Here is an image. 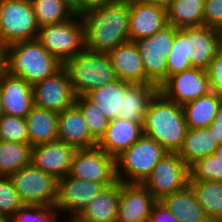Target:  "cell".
Instances as JSON below:
<instances>
[{
  "instance_id": "6da1fadb",
  "label": "cell",
  "mask_w": 222,
  "mask_h": 222,
  "mask_svg": "<svg viewBox=\"0 0 222 222\" xmlns=\"http://www.w3.org/2000/svg\"><path fill=\"white\" fill-rule=\"evenodd\" d=\"M84 26V47L93 52L109 53L130 41L129 0H117L80 14Z\"/></svg>"
},
{
  "instance_id": "7a4b0ae2",
  "label": "cell",
  "mask_w": 222,
  "mask_h": 222,
  "mask_svg": "<svg viewBox=\"0 0 222 222\" xmlns=\"http://www.w3.org/2000/svg\"><path fill=\"white\" fill-rule=\"evenodd\" d=\"M143 134L156 140L167 152H178L188 126L182 106L161 92L151 99L143 119Z\"/></svg>"
},
{
  "instance_id": "3957f363",
  "label": "cell",
  "mask_w": 222,
  "mask_h": 222,
  "mask_svg": "<svg viewBox=\"0 0 222 222\" xmlns=\"http://www.w3.org/2000/svg\"><path fill=\"white\" fill-rule=\"evenodd\" d=\"M63 66L37 39L18 41L3 49L2 68L31 85L54 75Z\"/></svg>"
},
{
  "instance_id": "277c9868",
  "label": "cell",
  "mask_w": 222,
  "mask_h": 222,
  "mask_svg": "<svg viewBox=\"0 0 222 222\" xmlns=\"http://www.w3.org/2000/svg\"><path fill=\"white\" fill-rule=\"evenodd\" d=\"M64 67L77 96H85L118 79L108 53L93 52L85 47L68 60Z\"/></svg>"
},
{
  "instance_id": "5b68a950",
  "label": "cell",
  "mask_w": 222,
  "mask_h": 222,
  "mask_svg": "<svg viewBox=\"0 0 222 222\" xmlns=\"http://www.w3.org/2000/svg\"><path fill=\"white\" fill-rule=\"evenodd\" d=\"M166 152L156 140L143 135L116 158L117 180L142 184Z\"/></svg>"
},
{
  "instance_id": "8992f818",
  "label": "cell",
  "mask_w": 222,
  "mask_h": 222,
  "mask_svg": "<svg viewBox=\"0 0 222 222\" xmlns=\"http://www.w3.org/2000/svg\"><path fill=\"white\" fill-rule=\"evenodd\" d=\"M37 40L64 65L84 48V26L80 14L75 13L57 24L39 27Z\"/></svg>"
},
{
  "instance_id": "52a82bcc",
  "label": "cell",
  "mask_w": 222,
  "mask_h": 222,
  "mask_svg": "<svg viewBox=\"0 0 222 222\" xmlns=\"http://www.w3.org/2000/svg\"><path fill=\"white\" fill-rule=\"evenodd\" d=\"M39 26L30 0H0V47L37 39Z\"/></svg>"
},
{
  "instance_id": "ba28073f",
  "label": "cell",
  "mask_w": 222,
  "mask_h": 222,
  "mask_svg": "<svg viewBox=\"0 0 222 222\" xmlns=\"http://www.w3.org/2000/svg\"><path fill=\"white\" fill-rule=\"evenodd\" d=\"M24 205L55 206L58 179L32 164L9 176Z\"/></svg>"
},
{
  "instance_id": "9c48e42d",
  "label": "cell",
  "mask_w": 222,
  "mask_h": 222,
  "mask_svg": "<svg viewBox=\"0 0 222 222\" xmlns=\"http://www.w3.org/2000/svg\"><path fill=\"white\" fill-rule=\"evenodd\" d=\"M189 179L190 167L177 152H166L142 184L157 200H161L187 187Z\"/></svg>"
},
{
  "instance_id": "30bf717a",
  "label": "cell",
  "mask_w": 222,
  "mask_h": 222,
  "mask_svg": "<svg viewBox=\"0 0 222 222\" xmlns=\"http://www.w3.org/2000/svg\"><path fill=\"white\" fill-rule=\"evenodd\" d=\"M178 30L168 24L152 37L135 41L143 61L146 77L158 87L166 81L167 58Z\"/></svg>"
},
{
  "instance_id": "8fae6325",
  "label": "cell",
  "mask_w": 222,
  "mask_h": 222,
  "mask_svg": "<svg viewBox=\"0 0 222 222\" xmlns=\"http://www.w3.org/2000/svg\"><path fill=\"white\" fill-rule=\"evenodd\" d=\"M69 175L83 180L103 183L109 187L118 182L116 159L98 145L77 149L74 153Z\"/></svg>"
},
{
  "instance_id": "7c38bea8",
  "label": "cell",
  "mask_w": 222,
  "mask_h": 222,
  "mask_svg": "<svg viewBox=\"0 0 222 222\" xmlns=\"http://www.w3.org/2000/svg\"><path fill=\"white\" fill-rule=\"evenodd\" d=\"M34 105L60 113L75 105L77 95L63 66L54 75L32 85Z\"/></svg>"
},
{
  "instance_id": "4fadbf2b",
  "label": "cell",
  "mask_w": 222,
  "mask_h": 222,
  "mask_svg": "<svg viewBox=\"0 0 222 222\" xmlns=\"http://www.w3.org/2000/svg\"><path fill=\"white\" fill-rule=\"evenodd\" d=\"M106 188L103 183L83 180L68 174L58 179L54 207L58 212L70 213L69 215L74 213V218H78L89 203Z\"/></svg>"
},
{
  "instance_id": "5bb4252c",
  "label": "cell",
  "mask_w": 222,
  "mask_h": 222,
  "mask_svg": "<svg viewBox=\"0 0 222 222\" xmlns=\"http://www.w3.org/2000/svg\"><path fill=\"white\" fill-rule=\"evenodd\" d=\"M210 91L206 70L200 67H191L174 74L159 87V92L168 100L181 106Z\"/></svg>"
},
{
  "instance_id": "9a60e30c",
  "label": "cell",
  "mask_w": 222,
  "mask_h": 222,
  "mask_svg": "<svg viewBox=\"0 0 222 222\" xmlns=\"http://www.w3.org/2000/svg\"><path fill=\"white\" fill-rule=\"evenodd\" d=\"M157 199L141 183L120 182L116 222H148Z\"/></svg>"
},
{
  "instance_id": "2e32d148",
  "label": "cell",
  "mask_w": 222,
  "mask_h": 222,
  "mask_svg": "<svg viewBox=\"0 0 222 222\" xmlns=\"http://www.w3.org/2000/svg\"><path fill=\"white\" fill-rule=\"evenodd\" d=\"M181 30L186 34L187 56L192 67L206 69L222 48V31L205 25Z\"/></svg>"
},
{
  "instance_id": "e0dca14e",
  "label": "cell",
  "mask_w": 222,
  "mask_h": 222,
  "mask_svg": "<svg viewBox=\"0 0 222 222\" xmlns=\"http://www.w3.org/2000/svg\"><path fill=\"white\" fill-rule=\"evenodd\" d=\"M76 150L60 140L35 145L31 148V164L59 179L69 174Z\"/></svg>"
},
{
  "instance_id": "ac0fdd59",
  "label": "cell",
  "mask_w": 222,
  "mask_h": 222,
  "mask_svg": "<svg viewBox=\"0 0 222 222\" xmlns=\"http://www.w3.org/2000/svg\"><path fill=\"white\" fill-rule=\"evenodd\" d=\"M2 113L26 118L34 106L32 85L25 79L0 70Z\"/></svg>"
},
{
  "instance_id": "d6986e66",
  "label": "cell",
  "mask_w": 222,
  "mask_h": 222,
  "mask_svg": "<svg viewBox=\"0 0 222 222\" xmlns=\"http://www.w3.org/2000/svg\"><path fill=\"white\" fill-rule=\"evenodd\" d=\"M129 12V36L132 42L150 38L168 25L166 9L142 0H129Z\"/></svg>"
},
{
  "instance_id": "ffe728a7",
  "label": "cell",
  "mask_w": 222,
  "mask_h": 222,
  "mask_svg": "<svg viewBox=\"0 0 222 222\" xmlns=\"http://www.w3.org/2000/svg\"><path fill=\"white\" fill-rule=\"evenodd\" d=\"M118 79L130 84H148L137 44L132 41L116 46L108 53Z\"/></svg>"
},
{
  "instance_id": "44dd1931",
  "label": "cell",
  "mask_w": 222,
  "mask_h": 222,
  "mask_svg": "<svg viewBox=\"0 0 222 222\" xmlns=\"http://www.w3.org/2000/svg\"><path fill=\"white\" fill-rule=\"evenodd\" d=\"M142 123L121 118L110 120L97 145L116 159L144 135Z\"/></svg>"
},
{
  "instance_id": "7402d4cb",
  "label": "cell",
  "mask_w": 222,
  "mask_h": 222,
  "mask_svg": "<svg viewBox=\"0 0 222 222\" xmlns=\"http://www.w3.org/2000/svg\"><path fill=\"white\" fill-rule=\"evenodd\" d=\"M58 140L76 149L91 148L98 144L90 135L83 114L76 105L58 113Z\"/></svg>"
},
{
  "instance_id": "603a6c76",
  "label": "cell",
  "mask_w": 222,
  "mask_h": 222,
  "mask_svg": "<svg viewBox=\"0 0 222 222\" xmlns=\"http://www.w3.org/2000/svg\"><path fill=\"white\" fill-rule=\"evenodd\" d=\"M179 222H211L190 185L160 200Z\"/></svg>"
},
{
  "instance_id": "cb8c5ba5",
  "label": "cell",
  "mask_w": 222,
  "mask_h": 222,
  "mask_svg": "<svg viewBox=\"0 0 222 222\" xmlns=\"http://www.w3.org/2000/svg\"><path fill=\"white\" fill-rule=\"evenodd\" d=\"M159 87L148 84H130L122 96L121 119L143 122L151 99L157 94Z\"/></svg>"
},
{
  "instance_id": "d4e9b609",
  "label": "cell",
  "mask_w": 222,
  "mask_h": 222,
  "mask_svg": "<svg viewBox=\"0 0 222 222\" xmlns=\"http://www.w3.org/2000/svg\"><path fill=\"white\" fill-rule=\"evenodd\" d=\"M25 119L32 147L58 140V113L34 105Z\"/></svg>"
},
{
  "instance_id": "484cf974",
  "label": "cell",
  "mask_w": 222,
  "mask_h": 222,
  "mask_svg": "<svg viewBox=\"0 0 222 222\" xmlns=\"http://www.w3.org/2000/svg\"><path fill=\"white\" fill-rule=\"evenodd\" d=\"M120 197V182L98 194L78 217L83 222H116Z\"/></svg>"
},
{
  "instance_id": "4316f807",
  "label": "cell",
  "mask_w": 222,
  "mask_h": 222,
  "mask_svg": "<svg viewBox=\"0 0 222 222\" xmlns=\"http://www.w3.org/2000/svg\"><path fill=\"white\" fill-rule=\"evenodd\" d=\"M218 145L208 128H188L177 154L190 167L197 160L213 155Z\"/></svg>"
},
{
  "instance_id": "83f0119b",
  "label": "cell",
  "mask_w": 222,
  "mask_h": 222,
  "mask_svg": "<svg viewBox=\"0 0 222 222\" xmlns=\"http://www.w3.org/2000/svg\"><path fill=\"white\" fill-rule=\"evenodd\" d=\"M129 85L130 83L117 79L92 90L85 97L97 105L106 118L113 120L120 118L122 96Z\"/></svg>"
},
{
  "instance_id": "f1b7e54d",
  "label": "cell",
  "mask_w": 222,
  "mask_h": 222,
  "mask_svg": "<svg viewBox=\"0 0 222 222\" xmlns=\"http://www.w3.org/2000/svg\"><path fill=\"white\" fill-rule=\"evenodd\" d=\"M222 97L213 91L182 106L188 128H207L214 120Z\"/></svg>"
},
{
  "instance_id": "f546056e",
  "label": "cell",
  "mask_w": 222,
  "mask_h": 222,
  "mask_svg": "<svg viewBox=\"0 0 222 222\" xmlns=\"http://www.w3.org/2000/svg\"><path fill=\"white\" fill-rule=\"evenodd\" d=\"M205 0H172L166 9L168 24L178 29L204 25Z\"/></svg>"
},
{
  "instance_id": "4dcf8cb0",
  "label": "cell",
  "mask_w": 222,
  "mask_h": 222,
  "mask_svg": "<svg viewBox=\"0 0 222 222\" xmlns=\"http://www.w3.org/2000/svg\"><path fill=\"white\" fill-rule=\"evenodd\" d=\"M200 205L211 222L222 219V182L189 180Z\"/></svg>"
},
{
  "instance_id": "1f68e13d",
  "label": "cell",
  "mask_w": 222,
  "mask_h": 222,
  "mask_svg": "<svg viewBox=\"0 0 222 222\" xmlns=\"http://www.w3.org/2000/svg\"><path fill=\"white\" fill-rule=\"evenodd\" d=\"M31 148L29 143L0 140V176H10L22 167L30 165Z\"/></svg>"
},
{
  "instance_id": "d6a6232c",
  "label": "cell",
  "mask_w": 222,
  "mask_h": 222,
  "mask_svg": "<svg viewBox=\"0 0 222 222\" xmlns=\"http://www.w3.org/2000/svg\"><path fill=\"white\" fill-rule=\"evenodd\" d=\"M30 2L39 27L66 21L75 14L71 0H30Z\"/></svg>"
},
{
  "instance_id": "836d02e7",
  "label": "cell",
  "mask_w": 222,
  "mask_h": 222,
  "mask_svg": "<svg viewBox=\"0 0 222 222\" xmlns=\"http://www.w3.org/2000/svg\"><path fill=\"white\" fill-rule=\"evenodd\" d=\"M75 105L83 114L90 135L99 142L105 135L110 120L85 96H77Z\"/></svg>"
},
{
  "instance_id": "e575fe53",
  "label": "cell",
  "mask_w": 222,
  "mask_h": 222,
  "mask_svg": "<svg viewBox=\"0 0 222 222\" xmlns=\"http://www.w3.org/2000/svg\"><path fill=\"white\" fill-rule=\"evenodd\" d=\"M191 67L190 58L187 56L186 34L179 29L175 33L172 49L167 58L166 80Z\"/></svg>"
},
{
  "instance_id": "d590c367",
  "label": "cell",
  "mask_w": 222,
  "mask_h": 222,
  "mask_svg": "<svg viewBox=\"0 0 222 222\" xmlns=\"http://www.w3.org/2000/svg\"><path fill=\"white\" fill-rule=\"evenodd\" d=\"M222 182V159L215 154L197 160L190 166V179Z\"/></svg>"
},
{
  "instance_id": "8d00e7d4",
  "label": "cell",
  "mask_w": 222,
  "mask_h": 222,
  "mask_svg": "<svg viewBox=\"0 0 222 222\" xmlns=\"http://www.w3.org/2000/svg\"><path fill=\"white\" fill-rule=\"evenodd\" d=\"M0 140L29 143L26 119L2 114L0 116Z\"/></svg>"
},
{
  "instance_id": "74e56055",
  "label": "cell",
  "mask_w": 222,
  "mask_h": 222,
  "mask_svg": "<svg viewBox=\"0 0 222 222\" xmlns=\"http://www.w3.org/2000/svg\"><path fill=\"white\" fill-rule=\"evenodd\" d=\"M24 203L9 176H0V217L10 218Z\"/></svg>"
},
{
  "instance_id": "f35d334b",
  "label": "cell",
  "mask_w": 222,
  "mask_h": 222,
  "mask_svg": "<svg viewBox=\"0 0 222 222\" xmlns=\"http://www.w3.org/2000/svg\"><path fill=\"white\" fill-rule=\"evenodd\" d=\"M56 211V212H55ZM58 210L54 206L23 205L10 222H52L57 217Z\"/></svg>"
},
{
  "instance_id": "ab89813d",
  "label": "cell",
  "mask_w": 222,
  "mask_h": 222,
  "mask_svg": "<svg viewBox=\"0 0 222 222\" xmlns=\"http://www.w3.org/2000/svg\"><path fill=\"white\" fill-rule=\"evenodd\" d=\"M211 91L222 97V48L205 69Z\"/></svg>"
},
{
  "instance_id": "60d3db41",
  "label": "cell",
  "mask_w": 222,
  "mask_h": 222,
  "mask_svg": "<svg viewBox=\"0 0 222 222\" xmlns=\"http://www.w3.org/2000/svg\"><path fill=\"white\" fill-rule=\"evenodd\" d=\"M204 25L222 31V0H205Z\"/></svg>"
},
{
  "instance_id": "b9f144b4",
  "label": "cell",
  "mask_w": 222,
  "mask_h": 222,
  "mask_svg": "<svg viewBox=\"0 0 222 222\" xmlns=\"http://www.w3.org/2000/svg\"><path fill=\"white\" fill-rule=\"evenodd\" d=\"M148 222H179V220L160 200H157L151 209Z\"/></svg>"
},
{
  "instance_id": "7bdbcfd3",
  "label": "cell",
  "mask_w": 222,
  "mask_h": 222,
  "mask_svg": "<svg viewBox=\"0 0 222 222\" xmlns=\"http://www.w3.org/2000/svg\"><path fill=\"white\" fill-rule=\"evenodd\" d=\"M117 0H71L72 8L76 14H82L87 10L100 7Z\"/></svg>"
},
{
  "instance_id": "ee69618b",
  "label": "cell",
  "mask_w": 222,
  "mask_h": 222,
  "mask_svg": "<svg viewBox=\"0 0 222 222\" xmlns=\"http://www.w3.org/2000/svg\"><path fill=\"white\" fill-rule=\"evenodd\" d=\"M209 131L213 134L218 144H222V124L212 122L208 127Z\"/></svg>"
},
{
  "instance_id": "f6af8a7d",
  "label": "cell",
  "mask_w": 222,
  "mask_h": 222,
  "mask_svg": "<svg viewBox=\"0 0 222 222\" xmlns=\"http://www.w3.org/2000/svg\"><path fill=\"white\" fill-rule=\"evenodd\" d=\"M144 2H147V3H151L153 5H156V6H159V7H162L164 9H167L168 6L171 4L172 0H142Z\"/></svg>"
},
{
  "instance_id": "bcb514c9",
  "label": "cell",
  "mask_w": 222,
  "mask_h": 222,
  "mask_svg": "<svg viewBox=\"0 0 222 222\" xmlns=\"http://www.w3.org/2000/svg\"><path fill=\"white\" fill-rule=\"evenodd\" d=\"M213 122H218V124H222V101L219 105L218 111L215 116V120Z\"/></svg>"
},
{
  "instance_id": "7dc6e473",
  "label": "cell",
  "mask_w": 222,
  "mask_h": 222,
  "mask_svg": "<svg viewBox=\"0 0 222 222\" xmlns=\"http://www.w3.org/2000/svg\"><path fill=\"white\" fill-rule=\"evenodd\" d=\"M216 156L222 159V144H219L214 153Z\"/></svg>"
},
{
  "instance_id": "c3c4849f",
  "label": "cell",
  "mask_w": 222,
  "mask_h": 222,
  "mask_svg": "<svg viewBox=\"0 0 222 222\" xmlns=\"http://www.w3.org/2000/svg\"><path fill=\"white\" fill-rule=\"evenodd\" d=\"M3 49L0 47V70L2 69Z\"/></svg>"
},
{
  "instance_id": "681fc988",
  "label": "cell",
  "mask_w": 222,
  "mask_h": 222,
  "mask_svg": "<svg viewBox=\"0 0 222 222\" xmlns=\"http://www.w3.org/2000/svg\"><path fill=\"white\" fill-rule=\"evenodd\" d=\"M69 222H83L82 220H80L79 218H71V220Z\"/></svg>"
},
{
  "instance_id": "f907efd6",
  "label": "cell",
  "mask_w": 222,
  "mask_h": 222,
  "mask_svg": "<svg viewBox=\"0 0 222 222\" xmlns=\"http://www.w3.org/2000/svg\"><path fill=\"white\" fill-rule=\"evenodd\" d=\"M0 222H10L9 218L0 217Z\"/></svg>"
},
{
  "instance_id": "816d5d0a",
  "label": "cell",
  "mask_w": 222,
  "mask_h": 222,
  "mask_svg": "<svg viewBox=\"0 0 222 222\" xmlns=\"http://www.w3.org/2000/svg\"><path fill=\"white\" fill-rule=\"evenodd\" d=\"M1 89H0V116L2 115Z\"/></svg>"
}]
</instances>
